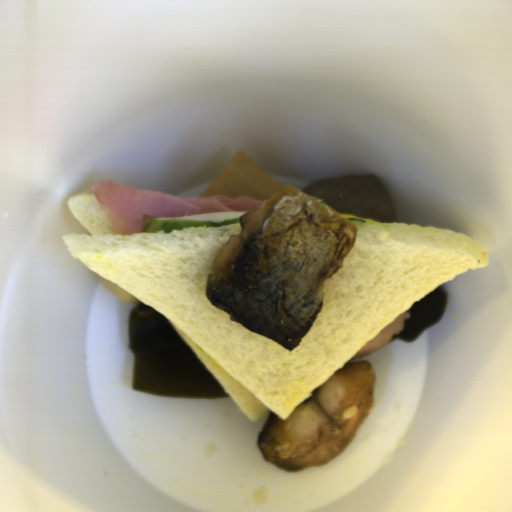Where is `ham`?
<instances>
[{"mask_svg": "<svg viewBox=\"0 0 512 512\" xmlns=\"http://www.w3.org/2000/svg\"><path fill=\"white\" fill-rule=\"evenodd\" d=\"M90 188L106 213L116 237L143 233L144 216L157 220L226 211L247 213L263 201L249 196L228 198L218 194L212 197L178 198L160 192L138 190L101 178Z\"/></svg>", "mask_w": 512, "mask_h": 512, "instance_id": "obj_1", "label": "ham"}, {"mask_svg": "<svg viewBox=\"0 0 512 512\" xmlns=\"http://www.w3.org/2000/svg\"><path fill=\"white\" fill-rule=\"evenodd\" d=\"M410 316L411 315L409 311H405L400 314L370 342H368L361 350H359L350 360L368 355L386 347L392 341V338L395 334L404 330L405 321L410 318Z\"/></svg>", "mask_w": 512, "mask_h": 512, "instance_id": "obj_2", "label": "ham"}]
</instances>
